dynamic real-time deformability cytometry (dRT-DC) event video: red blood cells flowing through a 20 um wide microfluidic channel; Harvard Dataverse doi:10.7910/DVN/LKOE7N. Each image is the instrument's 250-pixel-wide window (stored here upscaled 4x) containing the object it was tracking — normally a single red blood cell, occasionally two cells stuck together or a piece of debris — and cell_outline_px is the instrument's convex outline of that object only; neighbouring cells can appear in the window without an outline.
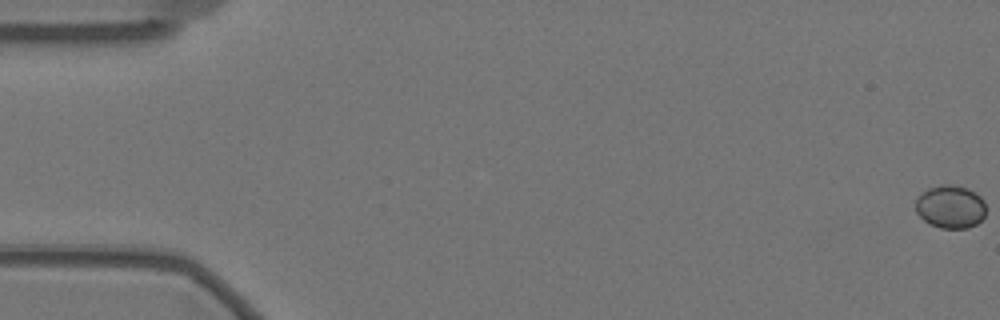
{"species": "Egyptian fruit bat (a non-hibernating species)", "species_latin": "Rousettus aegyptiacus", "temperature_condition": "warm", "stored_images_in_passage": 14, "camera_frame_rate_fps": 3000, "um_per_image_px": 0.085, "animal": {"sex": "female"}, "frame": {"image": 1, "passage_image": 1, "time_ms": 0.0, "image_size_px": [1000, 320], "cell_outline_px": [[984, 216], [976, 224], [968, 228], [940, 228], [924, 220], [916, 212], [916, 196], [920, 192], [928, 188], [940, 184], [948, 184], [968, 188], [980, 196], [984, 200]], "centroid_in_image_um": [80.76, 17.55], "position_along_channel_um": 4.2, "area_um2": 17.69}}